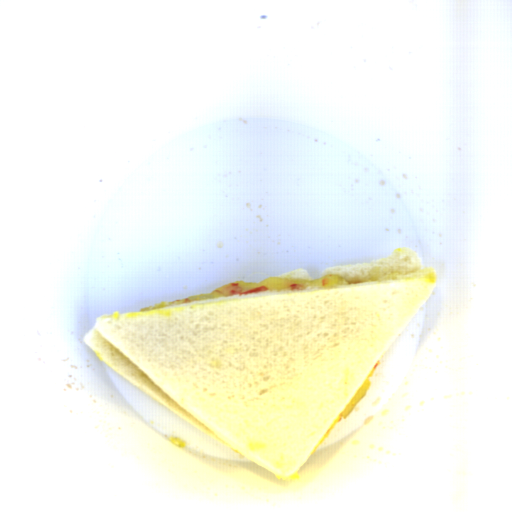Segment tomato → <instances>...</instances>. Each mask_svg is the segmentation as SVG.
Returning a JSON list of instances; mask_svg holds the SVG:
<instances>
[{
	"instance_id": "obj_1",
	"label": "tomato",
	"mask_w": 512,
	"mask_h": 512,
	"mask_svg": "<svg viewBox=\"0 0 512 512\" xmlns=\"http://www.w3.org/2000/svg\"><path fill=\"white\" fill-rule=\"evenodd\" d=\"M269 290V288H266L264 286L254 287L252 289H249L245 292H243L242 286L239 285V283L231 282L224 288V295L225 296H242L247 294H256V293H262Z\"/></svg>"
},
{
	"instance_id": "obj_2",
	"label": "tomato",
	"mask_w": 512,
	"mask_h": 512,
	"mask_svg": "<svg viewBox=\"0 0 512 512\" xmlns=\"http://www.w3.org/2000/svg\"><path fill=\"white\" fill-rule=\"evenodd\" d=\"M305 286H303L302 284H296V283H292L291 286H290V289L292 292H297V291H301L304 289Z\"/></svg>"
},
{
	"instance_id": "obj_3",
	"label": "tomato",
	"mask_w": 512,
	"mask_h": 512,
	"mask_svg": "<svg viewBox=\"0 0 512 512\" xmlns=\"http://www.w3.org/2000/svg\"><path fill=\"white\" fill-rule=\"evenodd\" d=\"M190 299L188 297H186L183 301H182V304H185V303H190Z\"/></svg>"
},
{
	"instance_id": "obj_4",
	"label": "tomato",
	"mask_w": 512,
	"mask_h": 512,
	"mask_svg": "<svg viewBox=\"0 0 512 512\" xmlns=\"http://www.w3.org/2000/svg\"><path fill=\"white\" fill-rule=\"evenodd\" d=\"M379 364H380V363H379V361H377V362H376V364L374 365V367H373L372 369H377V368H378V366H379Z\"/></svg>"
}]
</instances>
